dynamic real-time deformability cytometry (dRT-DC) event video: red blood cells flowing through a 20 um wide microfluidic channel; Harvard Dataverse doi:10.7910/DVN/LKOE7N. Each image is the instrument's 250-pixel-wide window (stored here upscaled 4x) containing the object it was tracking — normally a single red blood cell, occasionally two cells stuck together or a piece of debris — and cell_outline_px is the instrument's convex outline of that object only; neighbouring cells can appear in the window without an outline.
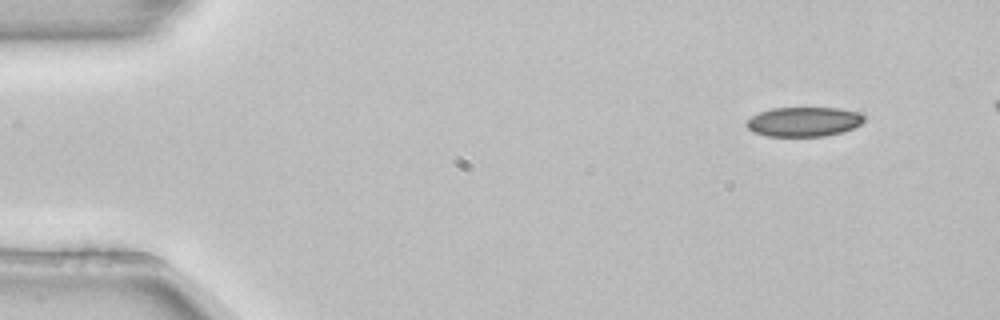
{"species": "common noctule bat (a hibernating species)", "species_latin": "Nyctalus noctula", "temperature_condition": "room temperature", "stored_images_in_passage": 5, "camera_frame_rate_fps": 3000, "um_per_image_px": 0.085, "animal": {"sex": "female", "body_mass_g": 22.7, "forearm_length_mm": 54.2}, "frame": {"image": 1, "passage_image": 1, "time_ms": 0.0, "image_size_px": [1000, 320], "cell_outline_px": [[864, 120], [860, 124], [852, 128], [840, 132], [824, 136], [768, 136], [752, 132], [744, 124], [752, 116], [760, 112], [772, 108], [836, 108], [856, 112], [864, 116]], "centroid_in_image_um": [68.27, 10.35], "position_along_channel_um": 16.7, "area_um2": 20.0}}